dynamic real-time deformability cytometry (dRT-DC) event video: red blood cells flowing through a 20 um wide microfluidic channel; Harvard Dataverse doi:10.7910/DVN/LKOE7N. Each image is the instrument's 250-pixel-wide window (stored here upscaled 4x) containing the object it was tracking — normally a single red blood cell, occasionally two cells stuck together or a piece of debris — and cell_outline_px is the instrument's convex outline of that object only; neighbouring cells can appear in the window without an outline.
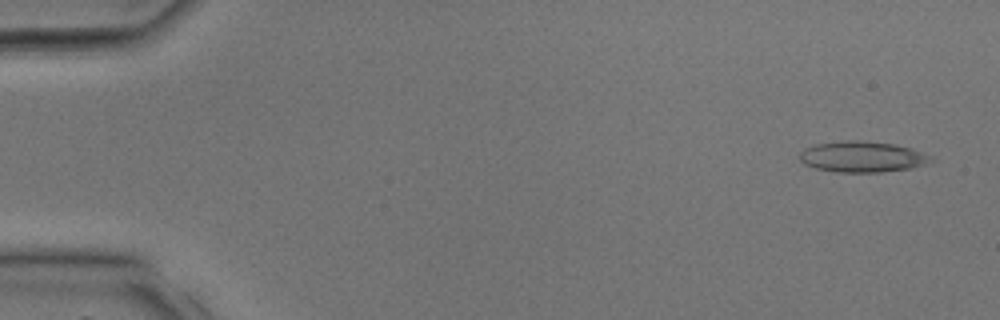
{"species": "common noctule bat (a hibernating species)", "species_latin": "Nyctalus noctula", "temperature_condition": "room temperature", "stored_images_in_passage": 10, "camera_frame_rate_fps": 3000, "um_per_image_px": 0.085, "animal": {"sex": "male", "body_mass_g": 17.9, "forearm_length_mm": 54.2}, "frame": {"image": 1, "passage_image": 2, "time_ms": 0.333, "image_size_px": [1000, 320], "cell_outline_px": [[932, 160], [924, 164], [908, 168], [880, 172], [836, 172], [816, 168], [804, 164], [800, 160], [800, 152], [804, 148], [816, 144], [848, 140], [856, 140], [896, 144], [912, 148], [932, 156]], "centroid_in_image_um": [73.27, 13.32], "position_along_channel_um": 11.7, "area_um2": 23.47}}